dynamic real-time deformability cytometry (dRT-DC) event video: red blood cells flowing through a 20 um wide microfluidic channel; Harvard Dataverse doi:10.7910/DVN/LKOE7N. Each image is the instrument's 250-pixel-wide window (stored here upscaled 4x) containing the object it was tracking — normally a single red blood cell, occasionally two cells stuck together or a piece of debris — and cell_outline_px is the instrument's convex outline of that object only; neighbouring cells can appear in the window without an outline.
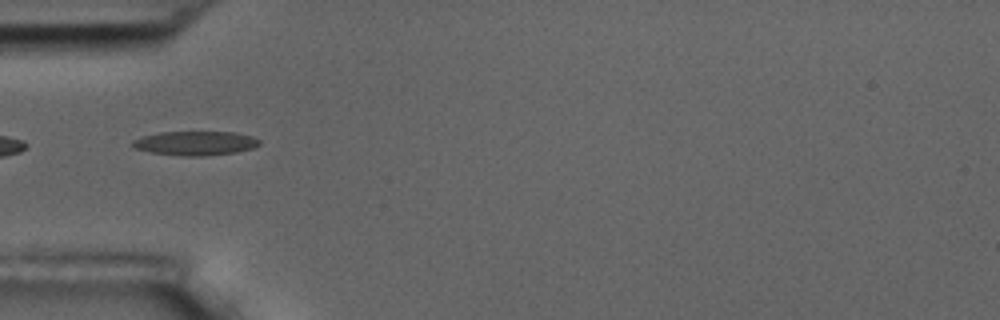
{"species": "common noctule bat (a hibernating species)", "species_latin": "Nyctalus noctula", "temperature_condition": "room temperature", "stored_images_in_passage": 7, "segment_of_instrument_passage": [2, 2], "camera_frame_rate_fps": 3000, "um_per_image_px": 0.085, "animal": {"sex": "male", "body_mass_g": 17.5, "forearm_length_mm": 52.3}, "frame": {"image": 1, "passage_image": 5, "time_ms": 5.333, "image_size_px": [1000, 320], "cell_outline_px": [[260, 144], [256, 148], [236, 152], [204, 156], [184, 156], [152, 152], [136, 148], [132, 144], [132, 140], [140, 136], [160, 132], [232, 132], [252, 136], [260, 140]], "centroid_in_image_um": [16.63, 12.17], "position_along_channel_um": 68.4, "area_um2": 17.86}}